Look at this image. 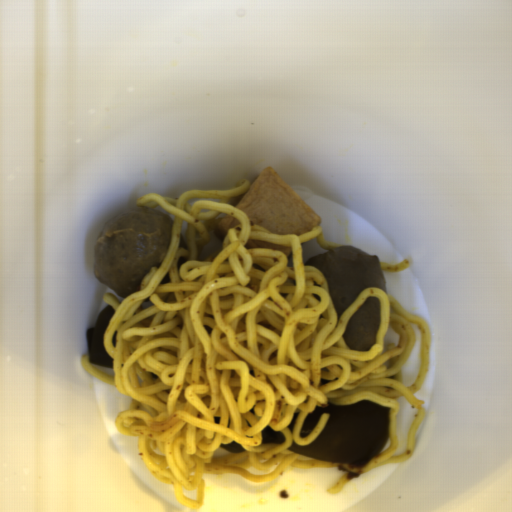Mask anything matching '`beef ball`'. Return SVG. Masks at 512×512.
I'll return each instance as SVG.
<instances>
[{"mask_svg": "<svg viewBox=\"0 0 512 512\" xmlns=\"http://www.w3.org/2000/svg\"><path fill=\"white\" fill-rule=\"evenodd\" d=\"M303 262L317 268L327 278L338 320L365 288L375 287L386 293L379 256L358 247L340 246Z\"/></svg>", "mask_w": 512, "mask_h": 512, "instance_id": "2", "label": "beef ball"}, {"mask_svg": "<svg viewBox=\"0 0 512 512\" xmlns=\"http://www.w3.org/2000/svg\"><path fill=\"white\" fill-rule=\"evenodd\" d=\"M380 318L378 297L368 296L351 315L342 334V341L350 350L370 351L376 341Z\"/></svg>", "mask_w": 512, "mask_h": 512, "instance_id": "3", "label": "beef ball"}, {"mask_svg": "<svg viewBox=\"0 0 512 512\" xmlns=\"http://www.w3.org/2000/svg\"><path fill=\"white\" fill-rule=\"evenodd\" d=\"M172 227L173 219L155 209L116 214L94 246V277L123 299L140 290L143 277L163 262Z\"/></svg>", "mask_w": 512, "mask_h": 512, "instance_id": "1", "label": "beef ball"}]
</instances>
